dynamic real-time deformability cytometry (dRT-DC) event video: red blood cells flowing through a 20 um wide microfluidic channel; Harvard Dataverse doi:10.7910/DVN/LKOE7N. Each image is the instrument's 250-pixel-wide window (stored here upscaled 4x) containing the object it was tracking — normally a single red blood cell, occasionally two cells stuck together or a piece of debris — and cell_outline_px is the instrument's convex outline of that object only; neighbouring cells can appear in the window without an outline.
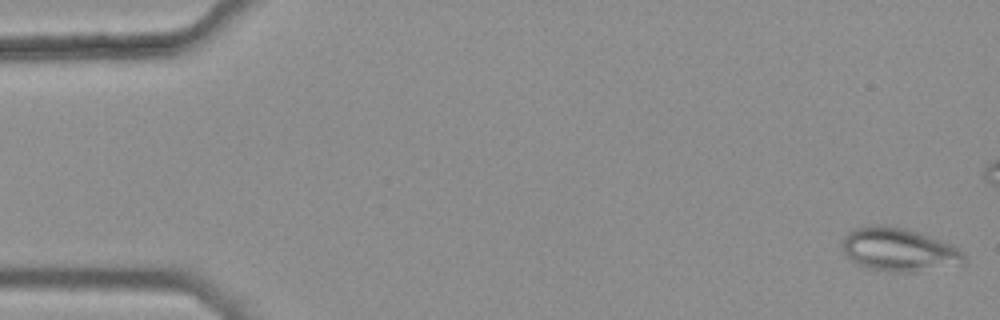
{"species": "common noctule bat (a hibernating species)", "species_latin": "Nyctalus noctula", "temperature_condition": "warm", "stored_images_in_passage": 45, "camera_frame_rate_fps": 3000, "um_per_image_px": 0.085, "animal": {"sex": "female", "body_mass_g": 25.1}, "frame": {"image": 1, "passage_image": 1, "time_ms": 0.0, "image_size_px": [1000, 320], "cell_outline_px": [[964, 264], [912, 272], [896, 272], [864, 268], [852, 260], [844, 252], [840, 244], [844, 236], [848, 232], [856, 228], [876, 224], [884, 224], [908, 228], [944, 240], [952, 244], [964, 252]], "centroid_in_image_um": [76.41, 21.2], "position_along_channel_um": 8.6, "area_um2": 31.27}}
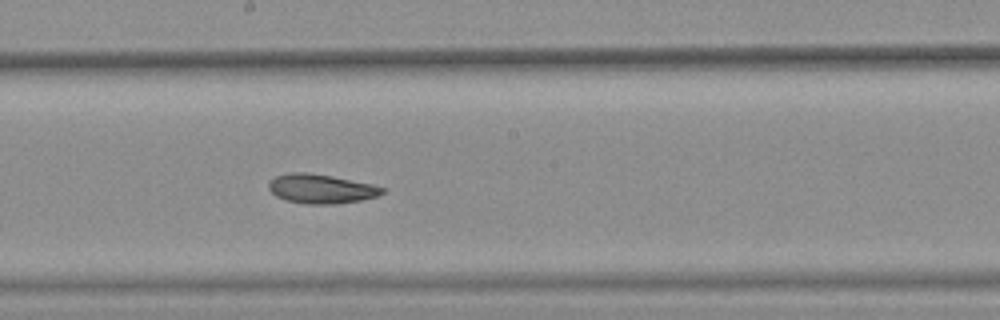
{"frame": {"image": 2, "passage_image": 29, "time_ms": 9.333, "image_size_px": [1000, 320], "cell_outline_px": [[384, 192], [376, 196], [360, 200], [332, 204], [308, 204], [284, 200], [276, 196], [268, 188], [268, 184], [276, 176], [292, 172], [304, 172], [332, 176], [372, 184], [384, 188]], "centroid_in_image_um": [27.27, 16.05], "position_along_channel_um": 220.9, "area_um2": 19.13}}
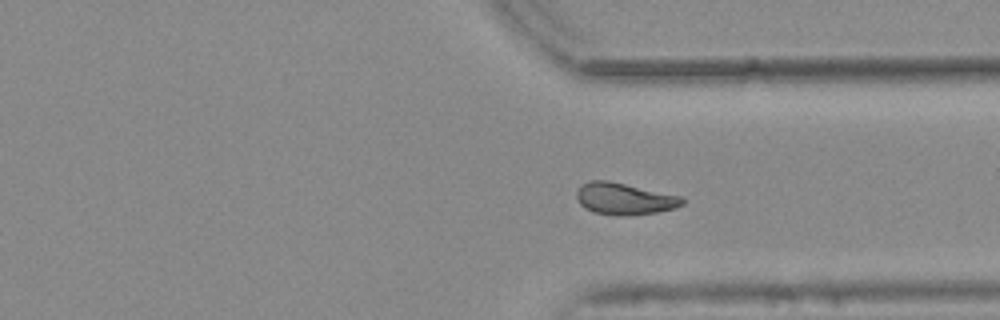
{"frame": {"image": 3, "passage_image": 40, "time_ms": 13.0, "image_size_px": [1000, 320], "cell_outline_px": [[684, 204], [676, 208], [656, 212], [628, 216], [624, 216], [592, 212], [584, 208], [580, 204], [576, 196], [576, 192], [580, 184], [588, 180], [608, 180], [684, 196]], "centroid_in_image_um": [53.08, 16.88], "position_along_channel_um": 358.3, "area_um2": 19.94}, "authors_computed_cell_mechanics": {"area_um2": 19.7676, "velocity_mm_per_s": 3.7315, "shape_relaxation_time_tau1_ms": null, "shape_relaxation_time_tau2_ms": 4.8489, "deformation_change_tau1": null, "deformation_change_tau2": 0.1092}}